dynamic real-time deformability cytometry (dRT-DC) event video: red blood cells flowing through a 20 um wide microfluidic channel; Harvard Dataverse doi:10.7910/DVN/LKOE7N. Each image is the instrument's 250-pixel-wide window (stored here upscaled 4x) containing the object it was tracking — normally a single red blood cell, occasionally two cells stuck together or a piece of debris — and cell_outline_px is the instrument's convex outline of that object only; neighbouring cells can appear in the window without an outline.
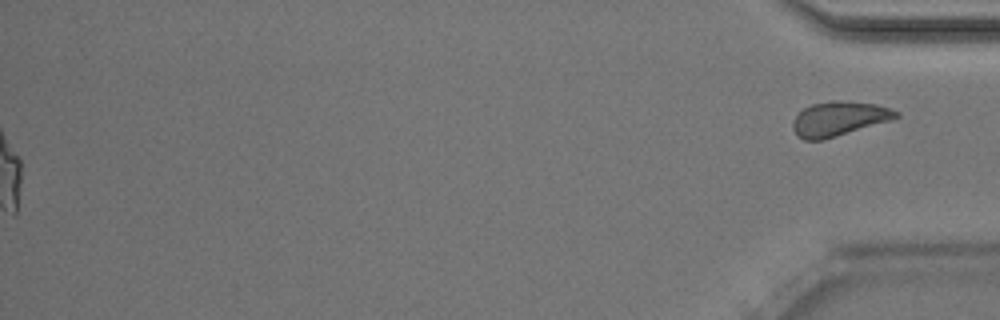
{"species": "Egyptian fruit bat (a non-hibernating species)", "species_latin": "Rousettus aegyptiacus", "temperature_condition": "room temperature", "stored_images_in_passage": 50, "segment_of_instrument_passage": [2, 2], "camera_frame_rate_fps": 3000, "um_per_image_px": 0.085, "animal": {"sex": "male"}, "frame": {"image": 1, "passage_image": 50, "time_ms": 16.333, "image_size_px": [1000, 320], "cell_outline_px": [[900, 116], [892, 120], [824, 140], [804, 140], [796, 136], [792, 128], [792, 120], [804, 108], [812, 104], [836, 100], [844, 100], [876, 104], [900, 112]], "centroid_in_image_um": [71.3, 10.1], "position_along_channel_um": 363.9, "area_um2": 20.92}}